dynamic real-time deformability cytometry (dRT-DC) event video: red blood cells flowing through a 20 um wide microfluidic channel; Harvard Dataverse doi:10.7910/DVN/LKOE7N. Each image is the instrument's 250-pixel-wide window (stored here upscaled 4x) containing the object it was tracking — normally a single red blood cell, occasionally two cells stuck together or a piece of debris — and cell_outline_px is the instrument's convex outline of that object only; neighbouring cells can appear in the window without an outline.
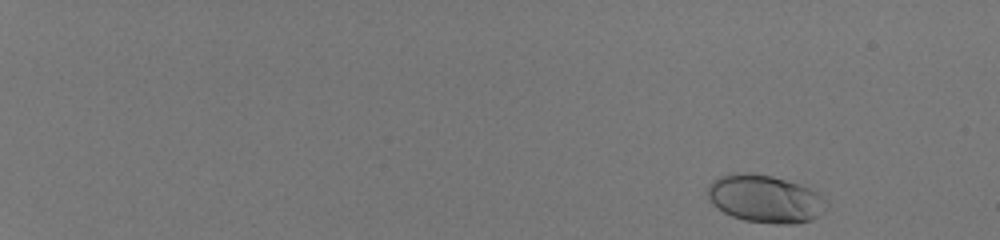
{"species": "human", "species_latin": "Homo sapiens", "temperature_condition": "room temperature", "stored_images_in_passage": 50, "camera_frame_rate_fps": 3000, "um_per_image_px": 0.085, "donor": {"sex": "male"}, "frame": {"image": 1, "passage_image": 2, "time_ms": 0.333, "image_size_px": [1000, 240], "cell_outline_px": [[828, 204], [824, 212], [820, 216], [812, 220], [796, 224], [776, 224], [744, 220], [732, 216], [724, 212], [712, 204], [708, 196], [708, 184], [720, 176], [736, 172], [748, 172], [772, 176], [800, 184], [824, 196], [828, 200]], "centroid_in_image_um": [65.07, 16.9], "position_along_channel_um": 19.9, "area_um2": 33.35}}
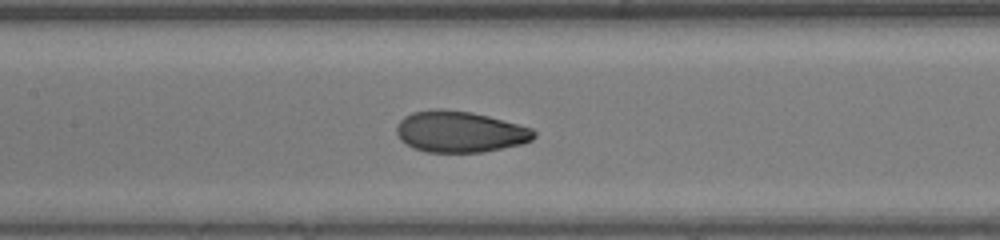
{"frame": {"image": 2, "passage_image": 28, "time_ms": 9.0, "image_size_px": [1000, 240], "cell_outline_px": [[536, 136], [532, 140], [520, 144], [484, 152], [424, 152], [412, 148], [400, 140], [396, 132], [396, 128], [400, 120], [404, 116], [412, 112], [436, 108], [440, 108], [472, 112], [488, 116], [532, 128], [536, 132]], "centroid_in_image_um": [39.06, 11.19], "position_along_channel_um": 168.3, "area_um2": 33.18}}
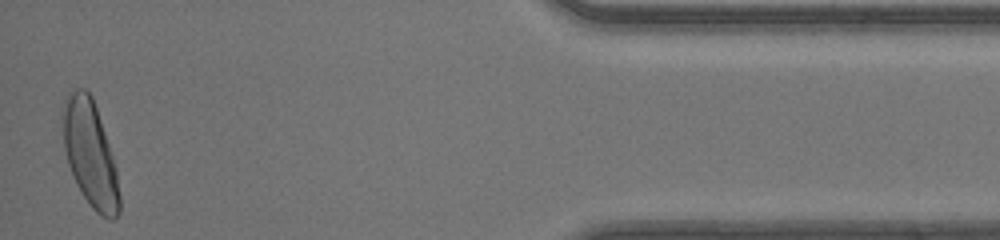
{"frame": {"image": 3, "passage_image": 50, "time_ms": 16.333, "image_size_px": [1000, 240], "cell_outline_px": [[120, 212], [112, 220], [108, 220], [100, 216], [92, 208], [80, 192], [72, 176], [68, 164], [64, 148], [60, 116], [60, 112], [64, 100], [68, 92], [76, 88], [84, 88], [92, 96], [116, 168], [120, 196]], "centroid_in_image_um": [7.62, 13.07], "position_along_channel_um": 427.6, "area_um2": 35.32}, "authors_computed_cell_mechanics": {"area_um2": 32.2813, "velocity_mm_per_s": 4.2025, "shape_relaxation_time_tau1_ms": 3.4131, "shape_relaxation_time_tau2_ms": null, "deformation_change_tau1": 0.1734, "deformation_change_tau2": null}}